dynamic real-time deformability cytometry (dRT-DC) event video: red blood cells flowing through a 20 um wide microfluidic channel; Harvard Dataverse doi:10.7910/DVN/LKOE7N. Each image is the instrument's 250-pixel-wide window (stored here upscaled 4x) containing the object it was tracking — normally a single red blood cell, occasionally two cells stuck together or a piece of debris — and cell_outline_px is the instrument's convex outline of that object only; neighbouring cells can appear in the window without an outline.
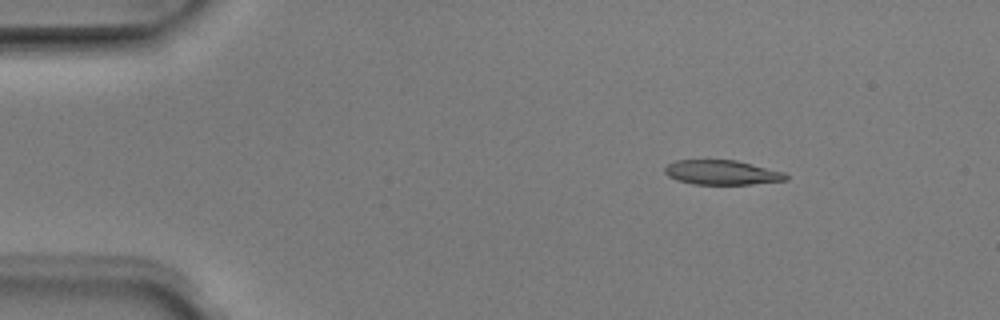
{"species": "Egyptian fruit bat (a non-hibernating species)", "species_latin": "Rousettus aegyptiacus", "temperature_condition": "room temperature", "stored_images_in_passage": 3, "camera_frame_rate_fps": 3000, "um_per_image_px": 0.085, "animal": {"sex": "male"}, "frame": {"image": 1, "passage_image": 1, "time_ms": 0.0, "image_size_px": [1000, 320], "cell_outline_px": [[788, 180], [752, 184], [692, 184], [676, 180], [668, 176], [664, 172], [664, 168], [668, 164], [676, 160], [736, 160], [784, 172], [788, 176]], "centroid_in_image_um": [61.35, 14.66], "position_along_channel_um": 23.7, "area_um2": 17.34}}
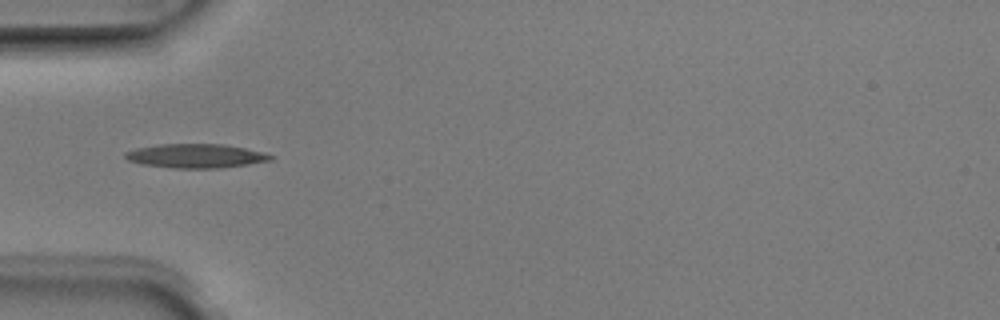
{"frame": {"image": 2, "passage_image": 3, "time_ms": 0.667, "image_size_px": [1000, 320], "cell_outline_px": [[276, 156], [272, 160], [248, 164], [220, 168], [172, 168], [140, 164], [128, 160], [124, 156], [124, 152], [136, 148], [156, 144], [224, 144], [264, 152]], "centroid_in_image_um": [16.63, 13.25], "position_along_channel_um": 68.4, "area_um2": 20.52}}